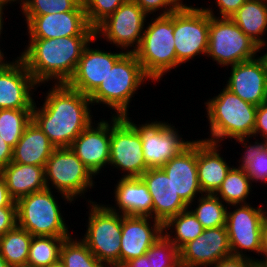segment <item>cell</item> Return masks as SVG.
<instances>
[{
    "label": "cell",
    "instance_id": "cell-22",
    "mask_svg": "<svg viewBox=\"0 0 267 267\" xmlns=\"http://www.w3.org/2000/svg\"><path fill=\"white\" fill-rule=\"evenodd\" d=\"M161 169L167 174L175 192L188 207H192L197 196H200L198 194L203 195L197 175V139L171 158Z\"/></svg>",
    "mask_w": 267,
    "mask_h": 267
},
{
    "label": "cell",
    "instance_id": "cell-11",
    "mask_svg": "<svg viewBox=\"0 0 267 267\" xmlns=\"http://www.w3.org/2000/svg\"><path fill=\"white\" fill-rule=\"evenodd\" d=\"M123 117L135 128L141 138L147 169L161 168L193 142V140H183L178 134V129L171 123L156 120L137 125L128 115Z\"/></svg>",
    "mask_w": 267,
    "mask_h": 267
},
{
    "label": "cell",
    "instance_id": "cell-28",
    "mask_svg": "<svg viewBox=\"0 0 267 267\" xmlns=\"http://www.w3.org/2000/svg\"><path fill=\"white\" fill-rule=\"evenodd\" d=\"M230 19L259 46V52L267 47L262 38L267 31V0H247Z\"/></svg>",
    "mask_w": 267,
    "mask_h": 267
},
{
    "label": "cell",
    "instance_id": "cell-8",
    "mask_svg": "<svg viewBox=\"0 0 267 267\" xmlns=\"http://www.w3.org/2000/svg\"><path fill=\"white\" fill-rule=\"evenodd\" d=\"M203 9L210 14L207 57L228 69L229 66L258 56L259 46L230 18L216 17L210 5Z\"/></svg>",
    "mask_w": 267,
    "mask_h": 267
},
{
    "label": "cell",
    "instance_id": "cell-20",
    "mask_svg": "<svg viewBox=\"0 0 267 267\" xmlns=\"http://www.w3.org/2000/svg\"><path fill=\"white\" fill-rule=\"evenodd\" d=\"M0 72V109H33V90L40 86L17 57Z\"/></svg>",
    "mask_w": 267,
    "mask_h": 267
},
{
    "label": "cell",
    "instance_id": "cell-25",
    "mask_svg": "<svg viewBox=\"0 0 267 267\" xmlns=\"http://www.w3.org/2000/svg\"><path fill=\"white\" fill-rule=\"evenodd\" d=\"M115 205L107 206L126 216L152 217V196L141 178H120L114 190Z\"/></svg>",
    "mask_w": 267,
    "mask_h": 267
},
{
    "label": "cell",
    "instance_id": "cell-47",
    "mask_svg": "<svg viewBox=\"0 0 267 267\" xmlns=\"http://www.w3.org/2000/svg\"><path fill=\"white\" fill-rule=\"evenodd\" d=\"M260 253V255L263 254V260L256 258L255 261L258 267H264L267 264V219L263 222L262 225Z\"/></svg>",
    "mask_w": 267,
    "mask_h": 267
},
{
    "label": "cell",
    "instance_id": "cell-17",
    "mask_svg": "<svg viewBox=\"0 0 267 267\" xmlns=\"http://www.w3.org/2000/svg\"><path fill=\"white\" fill-rule=\"evenodd\" d=\"M94 38L85 47L73 76L66 83L72 89L90 96L105 80L113 65L126 53L106 52L101 49L90 48V43L95 42Z\"/></svg>",
    "mask_w": 267,
    "mask_h": 267
},
{
    "label": "cell",
    "instance_id": "cell-51",
    "mask_svg": "<svg viewBox=\"0 0 267 267\" xmlns=\"http://www.w3.org/2000/svg\"><path fill=\"white\" fill-rule=\"evenodd\" d=\"M4 10H5V9H3V8L0 7V36H1V34H2V31H3V25H4V22H3L4 19H3V16H2V15L4 14V13H3ZM0 39H1V37H0Z\"/></svg>",
    "mask_w": 267,
    "mask_h": 267
},
{
    "label": "cell",
    "instance_id": "cell-19",
    "mask_svg": "<svg viewBox=\"0 0 267 267\" xmlns=\"http://www.w3.org/2000/svg\"><path fill=\"white\" fill-rule=\"evenodd\" d=\"M108 122L101 119L96 124L92 121L70 145L71 150L94 176L110 162V122Z\"/></svg>",
    "mask_w": 267,
    "mask_h": 267
},
{
    "label": "cell",
    "instance_id": "cell-7",
    "mask_svg": "<svg viewBox=\"0 0 267 267\" xmlns=\"http://www.w3.org/2000/svg\"><path fill=\"white\" fill-rule=\"evenodd\" d=\"M88 205V228L82 240L100 262L108 267H120L122 214L95 201L89 200Z\"/></svg>",
    "mask_w": 267,
    "mask_h": 267
},
{
    "label": "cell",
    "instance_id": "cell-14",
    "mask_svg": "<svg viewBox=\"0 0 267 267\" xmlns=\"http://www.w3.org/2000/svg\"><path fill=\"white\" fill-rule=\"evenodd\" d=\"M262 205L252 207L250 203L233 204L235 209L227 211L226 228L232 255L255 260L245 254L246 251H254L260 256L261 230L267 219V211Z\"/></svg>",
    "mask_w": 267,
    "mask_h": 267
},
{
    "label": "cell",
    "instance_id": "cell-23",
    "mask_svg": "<svg viewBox=\"0 0 267 267\" xmlns=\"http://www.w3.org/2000/svg\"><path fill=\"white\" fill-rule=\"evenodd\" d=\"M140 178L152 196V218L164 224L170 217L188 209V205L174 190L171 180L161 169H147Z\"/></svg>",
    "mask_w": 267,
    "mask_h": 267
},
{
    "label": "cell",
    "instance_id": "cell-39",
    "mask_svg": "<svg viewBox=\"0 0 267 267\" xmlns=\"http://www.w3.org/2000/svg\"><path fill=\"white\" fill-rule=\"evenodd\" d=\"M129 0H83L85 15L90 27L95 29L122 4Z\"/></svg>",
    "mask_w": 267,
    "mask_h": 267
},
{
    "label": "cell",
    "instance_id": "cell-44",
    "mask_svg": "<svg viewBox=\"0 0 267 267\" xmlns=\"http://www.w3.org/2000/svg\"><path fill=\"white\" fill-rule=\"evenodd\" d=\"M219 18H230L247 0H215Z\"/></svg>",
    "mask_w": 267,
    "mask_h": 267
},
{
    "label": "cell",
    "instance_id": "cell-40",
    "mask_svg": "<svg viewBox=\"0 0 267 267\" xmlns=\"http://www.w3.org/2000/svg\"><path fill=\"white\" fill-rule=\"evenodd\" d=\"M137 3L147 15L160 10L159 16H166L177 11L182 5V0H132Z\"/></svg>",
    "mask_w": 267,
    "mask_h": 267
},
{
    "label": "cell",
    "instance_id": "cell-6",
    "mask_svg": "<svg viewBox=\"0 0 267 267\" xmlns=\"http://www.w3.org/2000/svg\"><path fill=\"white\" fill-rule=\"evenodd\" d=\"M56 198L45 188L17 200V226L32 236L70 237Z\"/></svg>",
    "mask_w": 267,
    "mask_h": 267
},
{
    "label": "cell",
    "instance_id": "cell-48",
    "mask_svg": "<svg viewBox=\"0 0 267 267\" xmlns=\"http://www.w3.org/2000/svg\"><path fill=\"white\" fill-rule=\"evenodd\" d=\"M120 267H152V265L145 254L122 264Z\"/></svg>",
    "mask_w": 267,
    "mask_h": 267
},
{
    "label": "cell",
    "instance_id": "cell-46",
    "mask_svg": "<svg viewBox=\"0 0 267 267\" xmlns=\"http://www.w3.org/2000/svg\"><path fill=\"white\" fill-rule=\"evenodd\" d=\"M16 206V201L11 197L5 179L0 173V207Z\"/></svg>",
    "mask_w": 267,
    "mask_h": 267
},
{
    "label": "cell",
    "instance_id": "cell-12",
    "mask_svg": "<svg viewBox=\"0 0 267 267\" xmlns=\"http://www.w3.org/2000/svg\"><path fill=\"white\" fill-rule=\"evenodd\" d=\"M110 120L109 165L123 172L121 178H140L147 165L139 134L123 116L112 115Z\"/></svg>",
    "mask_w": 267,
    "mask_h": 267
},
{
    "label": "cell",
    "instance_id": "cell-1",
    "mask_svg": "<svg viewBox=\"0 0 267 267\" xmlns=\"http://www.w3.org/2000/svg\"><path fill=\"white\" fill-rule=\"evenodd\" d=\"M41 108L33 106L32 120L56 148L70 147L76 137L93 121L89 96L66 83L53 84Z\"/></svg>",
    "mask_w": 267,
    "mask_h": 267
},
{
    "label": "cell",
    "instance_id": "cell-10",
    "mask_svg": "<svg viewBox=\"0 0 267 267\" xmlns=\"http://www.w3.org/2000/svg\"><path fill=\"white\" fill-rule=\"evenodd\" d=\"M210 14L203 7L183 4L174 12V45L177 60L183 64L208 50Z\"/></svg>",
    "mask_w": 267,
    "mask_h": 267
},
{
    "label": "cell",
    "instance_id": "cell-32",
    "mask_svg": "<svg viewBox=\"0 0 267 267\" xmlns=\"http://www.w3.org/2000/svg\"><path fill=\"white\" fill-rule=\"evenodd\" d=\"M68 237L33 236L26 265L47 267L60 261V251Z\"/></svg>",
    "mask_w": 267,
    "mask_h": 267
},
{
    "label": "cell",
    "instance_id": "cell-43",
    "mask_svg": "<svg viewBox=\"0 0 267 267\" xmlns=\"http://www.w3.org/2000/svg\"><path fill=\"white\" fill-rule=\"evenodd\" d=\"M212 267H258L255 260L246 257L234 256L219 260Z\"/></svg>",
    "mask_w": 267,
    "mask_h": 267
},
{
    "label": "cell",
    "instance_id": "cell-3",
    "mask_svg": "<svg viewBox=\"0 0 267 267\" xmlns=\"http://www.w3.org/2000/svg\"><path fill=\"white\" fill-rule=\"evenodd\" d=\"M210 135L207 142L220 144L226 138L246 142L253 137L257 106L242 100L226 87L205 103Z\"/></svg>",
    "mask_w": 267,
    "mask_h": 267
},
{
    "label": "cell",
    "instance_id": "cell-4",
    "mask_svg": "<svg viewBox=\"0 0 267 267\" xmlns=\"http://www.w3.org/2000/svg\"><path fill=\"white\" fill-rule=\"evenodd\" d=\"M146 25L140 45L133 53L151 81L159 82L166 72L182 65L175 53L174 12L152 18Z\"/></svg>",
    "mask_w": 267,
    "mask_h": 267
},
{
    "label": "cell",
    "instance_id": "cell-36",
    "mask_svg": "<svg viewBox=\"0 0 267 267\" xmlns=\"http://www.w3.org/2000/svg\"><path fill=\"white\" fill-rule=\"evenodd\" d=\"M241 142L244 147L241 165L252 182L267 183V147L264 143ZM249 143V144H248Z\"/></svg>",
    "mask_w": 267,
    "mask_h": 267
},
{
    "label": "cell",
    "instance_id": "cell-52",
    "mask_svg": "<svg viewBox=\"0 0 267 267\" xmlns=\"http://www.w3.org/2000/svg\"><path fill=\"white\" fill-rule=\"evenodd\" d=\"M259 58L263 62L264 68H265V73L267 75V52L262 56L260 55Z\"/></svg>",
    "mask_w": 267,
    "mask_h": 267
},
{
    "label": "cell",
    "instance_id": "cell-37",
    "mask_svg": "<svg viewBox=\"0 0 267 267\" xmlns=\"http://www.w3.org/2000/svg\"><path fill=\"white\" fill-rule=\"evenodd\" d=\"M152 267H182L179 249L163 234L145 253Z\"/></svg>",
    "mask_w": 267,
    "mask_h": 267
},
{
    "label": "cell",
    "instance_id": "cell-35",
    "mask_svg": "<svg viewBox=\"0 0 267 267\" xmlns=\"http://www.w3.org/2000/svg\"><path fill=\"white\" fill-rule=\"evenodd\" d=\"M81 239L70 236L64 240L60 251V261L64 267H108L92 254Z\"/></svg>",
    "mask_w": 267,
    "mask_h": 267
},
{
    "label": "cell",
    "instance_id": "cell-41",
    "mask_svg": "<svg viewBox=\"0 0 267 267\" xmlns=\"http://www.w3.org/2000/svg\"><path fill=\"white\" fill-rule=\"evenodd\" d=\"M258 134L262 140L259 141L255 139V143H264L267 141V101L258 105L256 109V122L253 130V138H256Z\"/></svg>",
    "mask_w": 267,
    "mask_h": 267
},
{
    "label": "cell",
    "instance_id": "cell-34",
    "mask_svg": "<svg viewBox=\"0 0 267 267\" xmlns=\"http://www.w3.org/2000/svg\"><path fill=\"white\" fill-rule=\"evenodd\" d=\"M33 109H0V136L12 148L32 121Z\"/></svg>",
    "mask_w": 267,
    "mask_h": 267
},
{
    "label": "cell",
    "instance_id": "cell-45",
    "mask_svg": "<svg viewBox=\"0 0 267 267\" xmlns=\"http://www.w3.org/2000/svg\"><path fill=\"white\" fill-rule=\"evenodd\" d=\"M13 148L0 136V170L12 162Z\"/></svg>",
    "mask_w": 267,
    "mask_h": 267
},
{
    "label": "cell",
    "instance_id": "cell-49",
    "mask_svg": "<svg viewBox=\"0 0 267 267\" xmlns=\"http://www.w3.org/2000/svg\"><path fill=\"white\" fill-rule=\"evenodd\" d=\"M4 57V53L2 52V50H0V72L4 71L9 65L14 62V60L7 61Z\"/></svg>",
    "mask_w": 267,
    "mask_h": 267
},
{
    "label": "cell",
    "instance_id": "cell-50",
    "mask_svg": "<svg viewBox=\"0 0 267 267\" xmlns=\"http://www.w3.org/2000/svg\"><path fill=\"white\" fill-rule=\"evenodd\" d=\"M17 1H18V3H20V7H21V9H22V6H23V0H0V7L1 8H3V9H6L4 6H8V4H10V3H12L13 4V2H16L17 3ZM20 1V2H19Z\"/></svg>",
    "mask_w": 267,
    "mask_h": 267
},
{
    "label": "cell",
    "instance_id": "cell-5",
    "mask_svg": "<svg viewBox=\"0 0 267 267\" xmlns=\"http://www.w3.org/2000/svg\"><path fill=\"white\" fill-rule=\"evenodd\" d=\"M150 78L144 73L136 55L125 53L112 67L105 80L89 96L91 106L105 104L116 112L112 115L125 116L132 97L139 87Z\"/></svg>",
    "mask_w": 267,
    "mask_h": 267
},
{
    "label": "cell",
    "instance_id": "cell-13",
    "mask_svg": "<svg viewBox=\"0 0 267 267\" xmlns=\"http://www.w3.org/2000/svg\"><path fill=\"white\" fill-rule=\"evenodd\" d=\"M147 17L137 3L129 0L95 28V38L102 37L124 52L133 53L140 45Z\"/></svg>",
    "mask_w": 267,
    "mask_h": 267
},
{
    "label": "cell",
    "instance_id": "cell-38",
    "mask_svg": "<svg viewBox=\"0 0 267 267\" xmlns=\"http://www.w3.org/2000/svg\"><path fill=\"white\" fill-rule=\"evenodd\" d=\"M82 0H23V16H40L73 11Z\"/></svg>",
    "mask_w": 267,
    "mask_h": 267
},
{
    "label": "cell",
    "instance_id": "cell-9",
    "mask_svg": "<svg viewBox=\"0 0 267 267\" xmlns=\"http://www.w3.org/2000/svg\"><path fill=\"white\" fill-rule=\"evenodd\" d=\"M95 176L70 147L55 148L45 166L46 188L56 189L65 202L84 197L93 188ZM52 186H51V185Z\"/></svg>",
    "mask_w": 267,
    "mask_h": 267
},
{
    "label": "cell",
    "instance_id": "cell-33",
    "mask_svg": "<svg viewBox=\"0 0 267 267\" xmlns=\"http://www.w3.org/2000/svg\"><path fill=\"white\" fill-rule=\"evenodd\" d=\"M198 202L195 209L190 211L198 219L204 229L226 226V217L228 205L214 194H204L196 199Z\"/></svg>",
    "mask_w": 267,
    "mask_h": 267
},
{
    "label": "cell",
    "instance_id": "cell-2",
    "mask_svg": "<svg viewBox=\"0 0 267 267\" xmlns=\"http://www.w3.org/2000/svg\"><path fill=\"white\" fill-rule=\"evenodd\" d=\"M95 36L29 39L19 58L40 85L67 83L73 76L85 47Z\"/></svg>",
    "mask_w": 267,
    "mask_h": 267
},
{
    "label": "cell",
    "instance_id": "cell-16",
    "mask_svg": "<svg viewBox=\"0 0 267 267\" xmlns=\"http://www.w3.org/2000/svg\"><path fill=\"white\" fill-rule=\"evenodd\" d=\"M182 267H211L232 255L226 226L204 229L180 250Z\"/></svg>",
    "mask_w": 267,
    "mask_h": 267
},
{
    "label": "cell",
    "instance_id": "cell-55",
    "mask_svg": "<svg viewBox=\"0 0 267 267\" xmlns=\"http://www.w3.org/2000/svg\"><path fill=\"white\" fill-rule=\"evenodd\" d=\"M16 267H33V266H29V265H22V266H16Z\"/></svg>",
    "mask_w": 267,
    "mask_h": 267
},
{
    "label": "cell",
    "instance_id": "cell-26",
    "mask_svg": "<svg viewBox=\"0 0 267 267\" xmlns=\"http://www.w3.org/2000/svg\"><path fill=\"white\" fill-rule=\"evenodd\" d=\"M55 148L47 135L32 120L13 148L12 162L45 167Z\"/></svg>",
    "mask_w": 267,
    "mask_h": 267
},
{
    "label": "cell",
    "instance_id": "cell-30",
    "mask_svg": "<svg viewBox=\"0 0 267 267\" xmlns=\"http://www.w3.org/2000/svg\"><path fill=\"white\" fill-rule=\"evenodd\" d=\"M169 229L175 231H169ZM203 231L204 227L190 211V209H186L178 213L177 215L170 217L163 224V234L179 250L188 242L196 239ZM173 233L174 236H172Z\"/></svg>",
    "mask_w": 267,
    "mask_h": 267
},
{
    "label": "cell",
    "instance_id": "cell-29",
    "mask_svg": "<svg viewBox=\"0 0 267 267\" xmlns=\"http://www.w3.org/2000/svg\"><path fill=\"white\" fill-rule=\"evenodd\" d=\"M238 161V167H232L228 171L219 189L214 193L228 206L233 204H247L252 186V180L244 167Z\"/></svg>",
    "mask_w": 267,
    "mask_h": 267
},
{
    "label": "cell",
    "instance_id": "cell-42",
    "mask_svg": "<svg viewBox=\"0 0 267 267\" xmlns=\"http://www.w3.org/2000/svg\"><path fill=\"white\" fill-rule=\"evenodd\" d=\"M17 226V207H0V237Z\"/></svg>",
    "mask_w": 267,
    "mask_h": 267
},
{
    "label": "cell",
    "instance_id": "cell-15",
    "mask_svg": "<svg viewBox=\"0 0 267 267\" xmlns=\"http://www.w3.org/2000/svg\"><path fill=\"white\" fill-rule=\"evenodd\" d=\"M24 17L28 39L95 36V29L87 22L83 1L73 11Z\"/></svg>",
    "mask_w": 267,
    "mask_h": 267
},
{
    "label": "cell",
    "instance_id": "cell-53",
    "mask_svg": "<svg viewBox=\"0 0 267 267\" xmlns=\"http://www.w3.org/2000/svg\"><path fill=\"white\" fill-rule=\"evenodd\" d=\"M0 267H11L4 258L0 255Z\"/></svg>",
    "mask_w": 267,
    "mask_h": 267
},
{
    "label": "cell",
    "instance_id": "cell-27",
    "mask_svg": "<svg viewBox=\"0 0 267 267\" xmlns=\"http://www.w3.org/2000/svg\"><path fill=\"white\" fill-rule=\"evenodd\" d=\"M0 173L15 201L46 188L45 167L42 166L10 162Z\"/></svg>",
    "mask_w": 267,
    "mask_h": 267
},
{
    "label": "cell",
    "instance_id": "cell-31",
    "mask_svg": "<svg viewBox=\"0 0 267 267\" xmlns=\"http://www.w3.org/2000/svg\"><path fill=\"white\" fill-rule=\"evenodd\" d=\"M32 237L16 226L0 237V255L11 267L26 265Z\"/></svg>",
    "mask_w": 267,
    "mask_h": 267
},
{
    "label": "cell",
    "instance_id": "cell-54",
    "mask_svg": "<svg viewBox=\"0 0 267 267\" xmlns=\"http://www.w3.org/2000/svg\"><path fill=\"white\" fill-rule=\"evenodd\" d=\"M47 267H64V265L61 263V261H58L57 263L51 264Z\"/></svg>",
    "mask_w": 267,
    "mask_h": 267
},
{
    "label": "cell",
    "instance_id": "cell-21",
    "mask_svg": "<svg viewBox=\"0 0 267 267\" xmlns=\"http://www.w3.org/2000/svg\"><path fill=\"white\" fill-rule=\"evenodd\" d=\"M230 74L225 87L232 93L256 106L267 101V75L258 56L232 65Z\"/></svg>",
    "mask_w": 267,
    "mask_h": 267
},
{
    "label": "cell",
    "instance_id": "cell-18",
    "mask_svg": "<svg viewBox=\"0 0 267 267\" xmlns=\"http://www.w3.org/2000/svg\"><path fill=\"white\" fill-rule=\"evenodd\" d=\"M121 231L120 266L145 255L147 250L163 235V224L150 216L122 215Z\"/></svg>",
    "mask_w": 267,
    "mask_h": 267
},
{
    "label": "cell",
    "instance_id": "cell-24",
    "mask_svg": "<svg viewBox=\"0 0 267 267\" xmlns=\"http://www.w3.org/2000/svg\"><path fill=\"white\" fill-rule=\"evenodd\" d=\"M221 144L197 140V175L203 194H214L232 166L219 152Z\"/></svg>",
    "mask_w": 267,
    "mask_h": 267
}]
</instances>
